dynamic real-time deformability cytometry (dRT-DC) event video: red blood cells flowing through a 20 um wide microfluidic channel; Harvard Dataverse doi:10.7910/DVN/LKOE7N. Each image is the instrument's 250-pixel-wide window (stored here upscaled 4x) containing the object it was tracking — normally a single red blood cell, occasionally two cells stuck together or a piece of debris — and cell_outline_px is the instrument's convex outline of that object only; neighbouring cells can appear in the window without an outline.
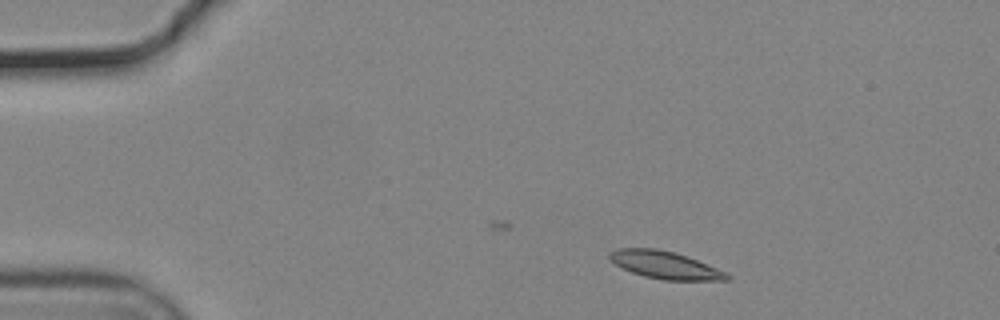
{"species": "common noctule bat (a hibernating species)", "species_latin": "Nyctalus noctula", "temperature_condition": "cold", "stored_images_in_passage": 12, "camera_frame_rate_fps": 3000, "um_per_image_px": 0.085, "animal": {"sex": "male", "body_mass_g": 19.2, "forearm_length_mm": 51.8}, "frame": {"image": 1, "passage_image": 1, "time_ms": 0.0, "image_size_px": [1000, 320], "cell_outline_px": [[732, 276], [728, 280], [664, 280], [644, 276], [632, 272], [616, 264], [608, 256], [608, 252], [616, 248], [656, 248], [672, 252], [696, 260], [716, 268]], "centroid_in_image_um": [56.49, 22.52], "position_along_channel_um": 28.5, "area_um2": 18.44}}
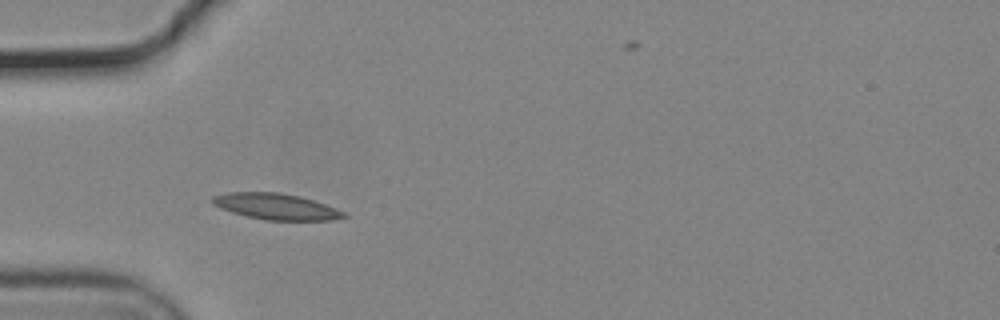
{"frame": {"image": 2, "passage_image": 9, "time_ms": 2.667, "image_size_px": [1000, 320], "cell_outline_px": [[348, 216], [332, 220], [264, 220], [232, 212], [220, 208], [212, 204], [212, 196], [228, 192], [280, 192], [300, 196], [324, 204], [344, 212]], "centroid_in_image_um": [23.43, 17.55], "position_along_channel_um": 61.6, "area_um2": 19.83}}